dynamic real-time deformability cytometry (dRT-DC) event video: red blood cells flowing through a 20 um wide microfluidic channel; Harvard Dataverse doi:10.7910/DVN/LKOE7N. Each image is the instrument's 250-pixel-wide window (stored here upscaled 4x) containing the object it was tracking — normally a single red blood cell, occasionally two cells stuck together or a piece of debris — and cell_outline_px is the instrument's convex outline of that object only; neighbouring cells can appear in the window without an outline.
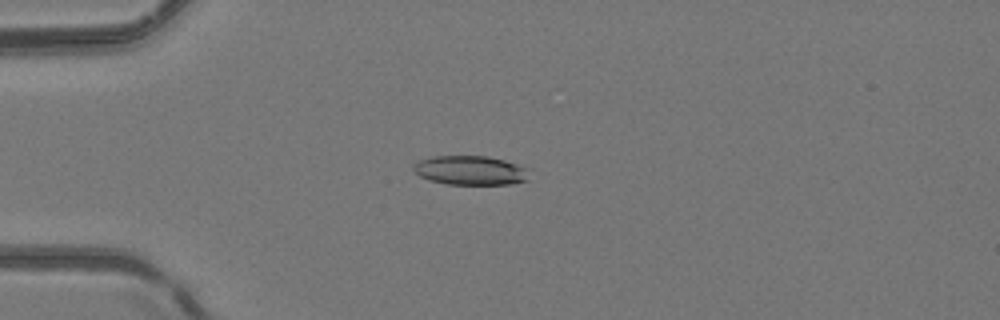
{"species": "common noctule bat (a hibernating species)", "species_latin": "Nyctalus noctula", "temperature_condition": "room temperature", "stored_images_in_passage": 35, "camera_frame_rate_fps": 3000, "um_per_image_px": 0.085, "animal": {"sex": "female", "body_mass_g": 24.6, "forearm_length_mm": 56.2}, "frame": {"image": 1, "passage_image": 4, "time_ms": 1.0, "image_size_px": [1000, 320], "cell_outline_px": [[532, 168], [528, 180], [512, 184], [448, 184], [428, 180], [420, 176], [412, 168], [420, 160], [432, 156], [488, 156], [504, 160]], "centroid_in_image_um": [40.07, 14.48], "position_along_channel_um": 44.9, "area_um2": 19.94}}
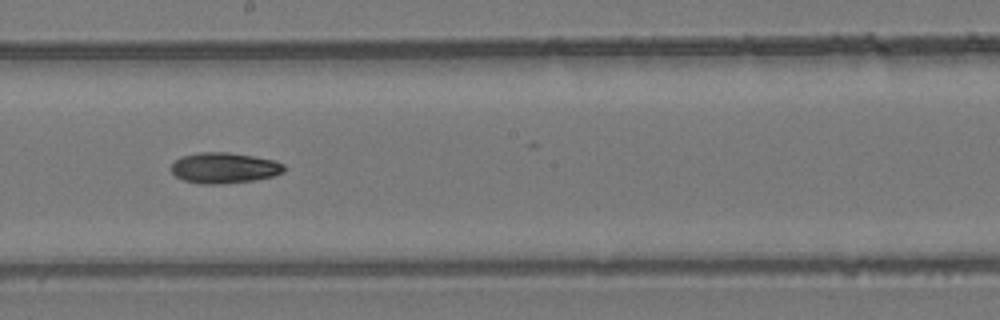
{"frame": {"image": 2, "passage_image": 19, "time_ms": 6.0, "image_size_px": [1000, 320], "cell_outline_px": [[284, 172], [272, 176], [252, 180], [224, 184], [200, 184], [184, 180], [176, 176], [172, 172], [172, 164], [180, 156], [200, 152], [228, 152], [252, 156], [272, 160], [284, 164]], "centroid_in_image_um": [19.03, 14.27], "position_along_channel_um": 229.2, "area_um2": 20.06}}
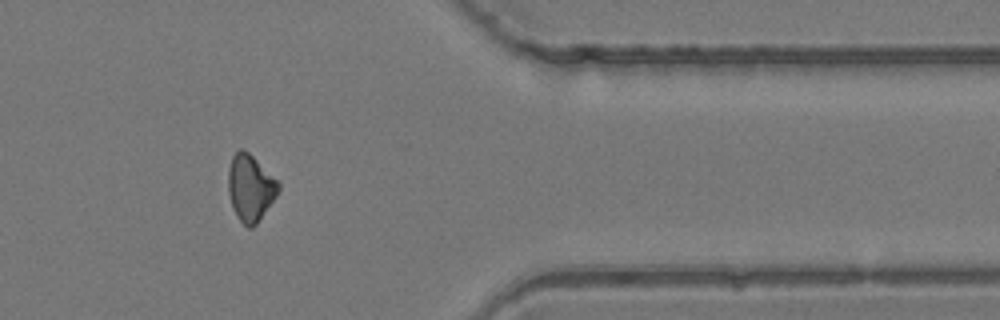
{"frame": {"image": 3, "passage_image": 32, "time_ms": 10.333, "image_size_px": [1000, 320], "cell_outline_px": [[280, 188], [276, 196], [256, 224], [252, 228], [248, 228], [236, 216], [232, 208], [228, 192], [228, 168], [232, 156], [240, 148], [244, 148], [280, 184]], "centroid_in_image_um": [21.25, 15.97], "position_along_channel_um": 390.2, "area_um2": 19.25}}